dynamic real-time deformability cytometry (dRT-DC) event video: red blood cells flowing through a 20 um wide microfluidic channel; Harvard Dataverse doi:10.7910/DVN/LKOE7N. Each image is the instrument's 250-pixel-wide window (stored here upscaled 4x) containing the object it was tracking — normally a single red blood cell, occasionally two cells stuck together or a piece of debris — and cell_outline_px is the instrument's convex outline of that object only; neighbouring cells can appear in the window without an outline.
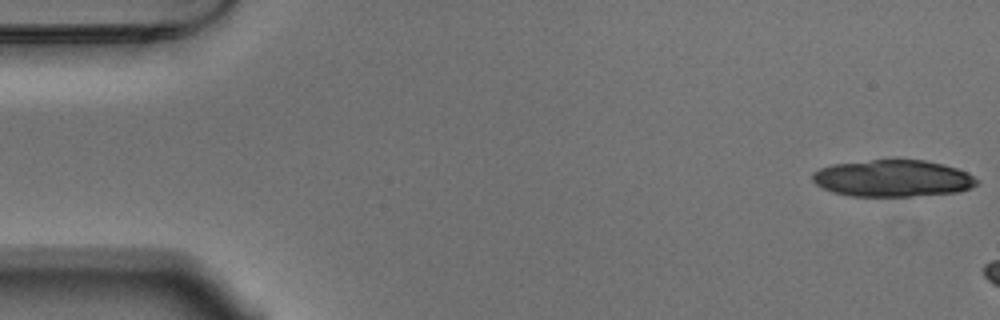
{"species": "Egyptian fruit bat (a non-hibernating species)", "species_latin": "Rousettus aegyptiacus", "temperature_condition": "warm", "stored_images_in_passage": 7, "camera_frame_rate_fps": 3000, "um_per_image_px": 0.085, "animal": {"sex": "male"}, "frame": {"image": 1, "passage_image": 1, "time_ms": 0.0, "image_size_px": [1000, 320], "cell_outline_px": [[980, 184], [972, 188], [956, 192], [912, 196], [852, 196], [832, 192], [816, 184], [812, 180], [812, 172], [820, 168], [832, 164], [872, 160], [924, 160], [944, 164], [968, 172], [980, 180]], "centroid_in_image_um": [75.92, 15.16], "position_along_channel_um": 9.1, "area_um2": 35.43}}